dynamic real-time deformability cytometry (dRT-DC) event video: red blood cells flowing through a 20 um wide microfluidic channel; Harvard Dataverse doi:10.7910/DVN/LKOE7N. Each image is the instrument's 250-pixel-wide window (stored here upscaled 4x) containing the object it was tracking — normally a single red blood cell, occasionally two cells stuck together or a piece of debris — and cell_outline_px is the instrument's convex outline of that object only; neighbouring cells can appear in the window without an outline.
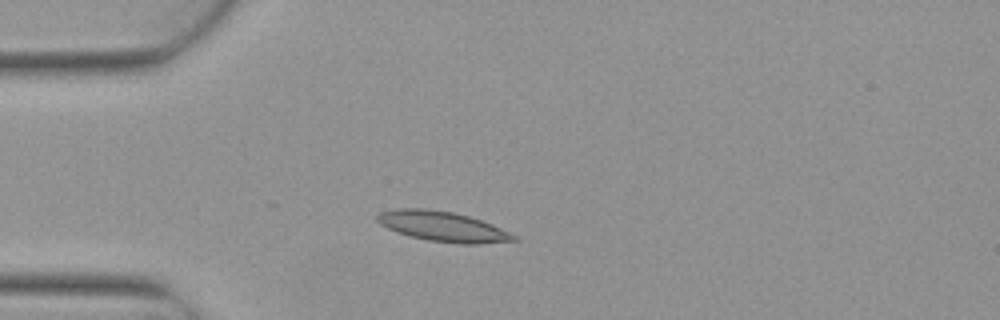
{"species": "Egyptian fruit bat (a non-hibernating species)", "species_latin": "Rousettus aegyptiacus", "temperature_condition": "warm", "stored_images_in_passage": 3, "camera_frame_rate_fps": 3000, "um_per_image_px": 0.085, "animal": {"sex": "female"}, "frame": {"image": 1, "passage_image": 3, "time_ms": 0.667, "image_size_px": [1000, 320], "cell_outline_px": [[520, 240], [480, 244], [460, 244], [428, 240], [412, 236], [388, 228], [380, 224], [376, 220], [376, 216], [380, 212], [400, 208], [424, 208], [452, 212], [468, 216], [492, 224], [512, 232]], "centroid_in_image_um": [37.69, 19.25], "position_along_channel_um": 47.3, "area_um2": 23.81}}